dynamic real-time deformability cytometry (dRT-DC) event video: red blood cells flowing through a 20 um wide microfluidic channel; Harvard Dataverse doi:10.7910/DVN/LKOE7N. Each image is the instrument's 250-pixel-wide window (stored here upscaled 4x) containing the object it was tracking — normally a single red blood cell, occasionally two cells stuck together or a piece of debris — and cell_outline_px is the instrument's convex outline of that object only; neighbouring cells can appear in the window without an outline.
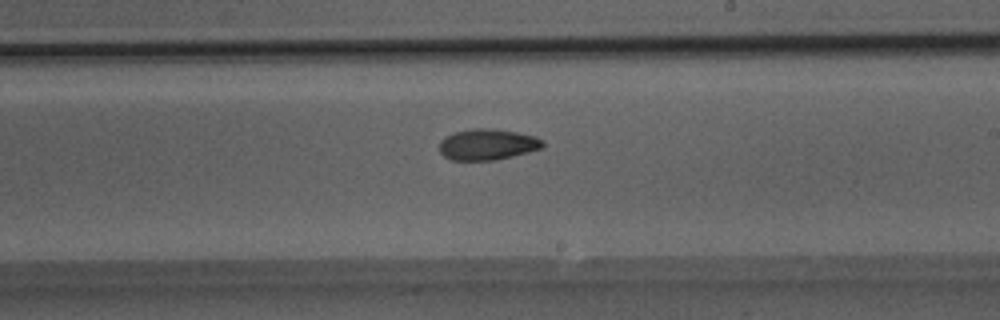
{"species": "Egyptian fruit bat (a non-hibernating species)", "species_latin": "Rousettus aegyptiacus", "temperature_condition": "room temperature", "stored_images_in_passage": 40, "camera_frame_rate_fps": 3000, "um_per_image_px": 0.085, "animal": {"sex": "male"}, "frame": {"image": 1, "passage_image": 24, "time_ms": 7.667, "image_size_px": [1000, 320], "cell_outline_px": [[544, 148], [496, 160], [452, 160], [444, 156], [440, 152], [440, 140], [444, 136], [456, 132], [472, 128], [492, 128], [516, 132], [536, 136], [544, 140]], "centroid_in_image_um": [41.45, 12.27], "position_along_channel_um": 247.5, "area_um2": 18.84}}
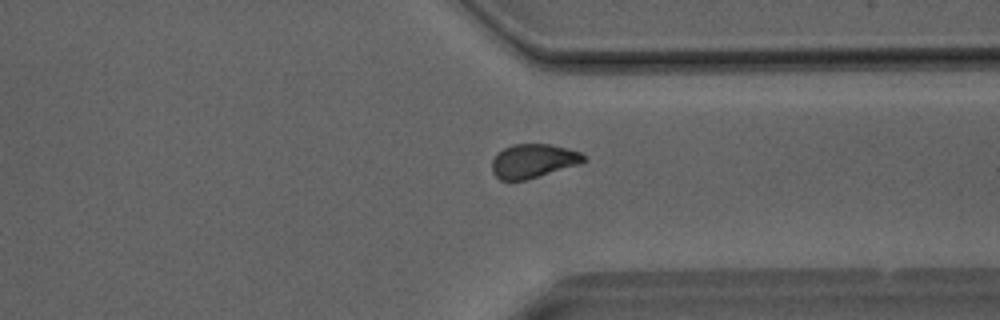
{"frame": {"image": 2, "passage_image": 31, "time_ms": 10.0, "image_size_px": [1000, 320], "cell_outline_px": [[588, 160], [576, 164], [524, 180], [500, 180], [492, 172], [492, 160], [504, 148], [512, 144], [548, 144], [568, 148], [580, 152]], "centroid_in_image_um": [45.3, 13.66], "position_along_channel_um": 366.1, "area_um2": 17.69}}
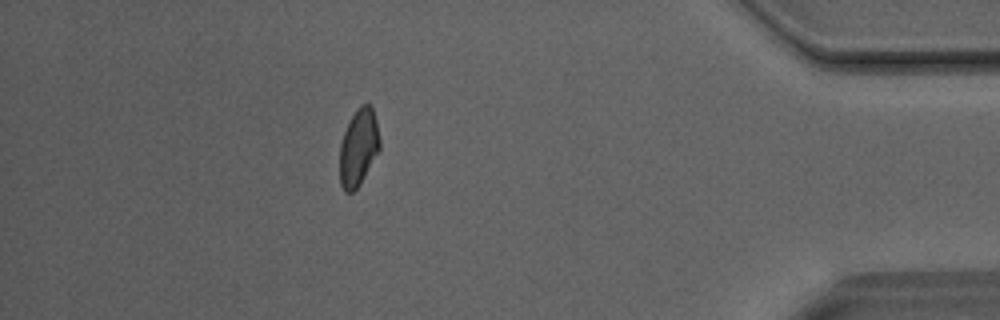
{"frame": {"image": 3, "passage_image": 36, "time_ms": 11.667, "image_size_px": [1000, 320], "cell_outline_px": [[380, 148], [360, 184], [352, 192], [344, 192], [340, 184], [340, 144], [344, 132], [356, 108], [360, 104], [368, 104], [372, 108], [376, 120], [380, 140]], "centroid_in_image_um": [30.47, 12.53], "position_along_channel_um": 404.7, "area_um2": 17.8}}